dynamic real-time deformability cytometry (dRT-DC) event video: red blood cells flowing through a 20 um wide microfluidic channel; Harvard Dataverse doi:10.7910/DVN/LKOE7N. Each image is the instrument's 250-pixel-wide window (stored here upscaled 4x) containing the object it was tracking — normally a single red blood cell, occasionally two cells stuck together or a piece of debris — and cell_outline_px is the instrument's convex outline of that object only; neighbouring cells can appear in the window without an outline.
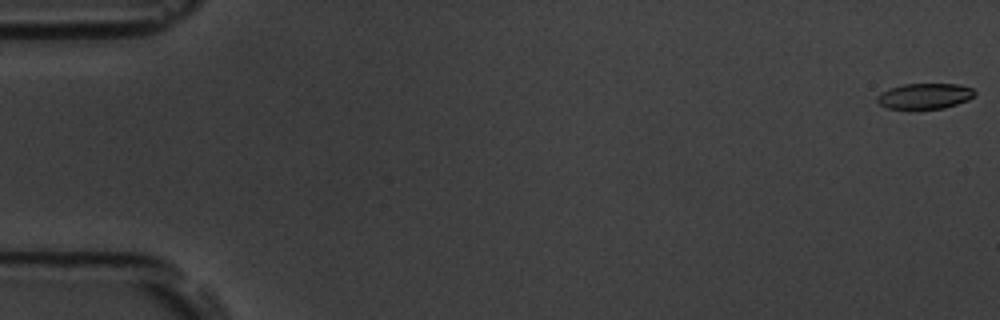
{"species": "common noctule bat (a hibernating species)", "species_latin": "Nyctalus noctula", "temperature_condition": "room temperature", "stored_images_in_passage": 56, "camera_frame_rate_fps": 3000, "um_per_image_px": 0.085, "animal": {"sex": "male", "body_mass_g": 19.5, "forearm_length_mm": 54.6}, "frame": {"image": 1, "passage_image": 1, "time_ms": 0.0, "image_size_px": [1000, 320], "cell_outline_px": [[976, 96], [968, 100], [944, 108], [888, 108], [880, 104], [876, 100], [876, 96], [880, 92], [888, 88], [904, 84], [956, 84], [972, 88], [976, 92]], "centroid_in_image_um": [78.6, 8.15], "position_along_channel_um": 6.4, "area_um2": 14.51}}
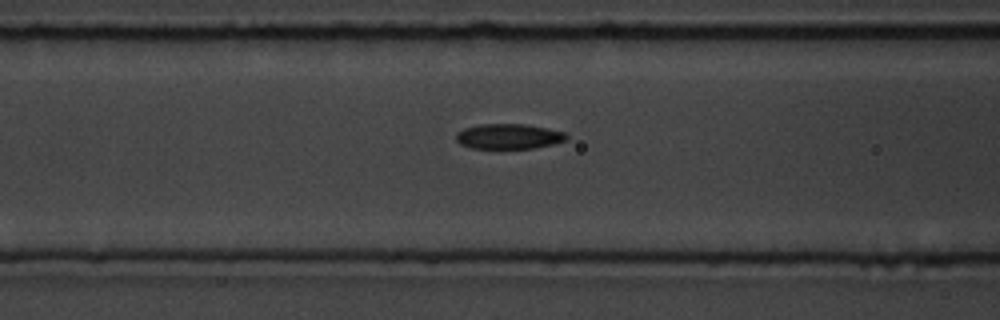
{"frame": {"image": 2, "passage_image": 23, "time_ms": 7.333, "image_size_px": [1000, 320], "cell_outline_px": [[568, 140], [552, 144], [532, 148], [472, 148], [460, 144], [456, 140], [456, 132], [464, 128], [480, 124], [524, 124], [548, 128], [564, 132], [568, 136]], "centroid_in_image_um": [43.24, 11.59], "position_along_channel_um": 123.4, "area_um2": 16.18}}
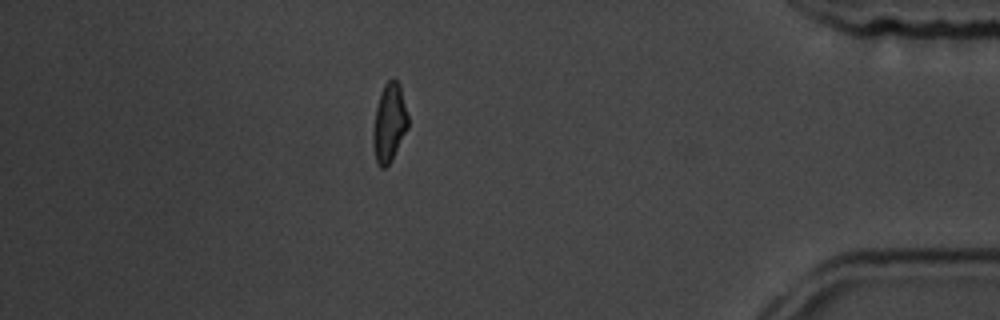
{"frame": {"image": 3, "passage_image": 49, "time_ms": 16.0, "image_size_px": [1000, 320], "cell_outline_px": [[408, 128], [392, 160], [384, 168], [380, 168], [376, 164], [372, 144], [372, 132], [376, 108], [380, 92], [384, 84], [392, 76], [400, 84], [408, 116]], "centroid_in_image_um": [33.07, 10.44], "position_along_channel_um": 402.1, "area_um2": 16.3}, "authors_computed_cell_mechanics": {"area_um2": 16.2996, "velocity_mm_per_s": 3.7056, "shape_relaxation_time_tau1_ms": 3.9226, "shape_relaxation_time_tau2_ms": 2.4716, "deformation_change_tau1": 0.1472, "deformation_change_tau2": 0.0952}}